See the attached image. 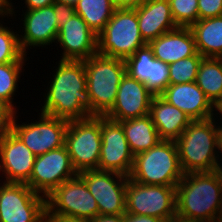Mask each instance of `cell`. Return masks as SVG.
I'll return each instance as SVG.
<instances>
[{"label":"cell","instance_id":"obj_12","mask_svg":"<svg viewBox=\"0 0 222 222\" xmlns=\"http://www.w3.org/2000/svg\"><path fill=\"white\" fill-rule=\"evenodd\" d=\"M78 175L97 201L99 214L126 213V185L128 176L112 171L84 170Z\"/></svg>","mask_w":222,"mask_h":222},{"label":"cell","instance_id":"obj_29","mask_svg":"<svg viewBox=\"0 0 222 222\" xmlns=\"http://www.w3.org/2000/svg\"><path fill=\"white\" fill-rule=\"evenodd\" d=\"M12 30V31H11ZM0 22V64L26 62L27 57L19 43V33Z\"/></svg>","mask_w":222,"mask_h":222},{"label":"cell","instance_id":"obj_37","mask_svg":"<svg viewBox=\"0 0 222 222\" xmlns=\"http://www.w3.org/2000/svg\"><path fill=\"white\" fill-rule=\"evenodd\" d=\"M10 0H0V18L2 19L6 16L9 18V16H15L14 6ZM4 16V17H3Z\"/></svg>","mask_w":222,"mask_h":222},{"label":"cell","instance_id":"obj_45","mask_svg":"<svg viewBox=\"0 0 222 222\" xmlns=\"http://www.w3.org/2000/svg\"><path fill=\"white\" fill-rule=\"evenodd\" d=\"M56 1L59 3H64L67 5L73 6V7H75L78 3V0H56Z\"/></svg>","mask_w":222,"mask_h":222},{"label":"cell","instance_id":"obj_4","mask_svg":"<svg viewBox=\"0 0 222 222\" xmlns=\"http://www.w3.org/2000/svg\"><path fill=\"white\" fill-rule=\"evenodd\" d=\"M183 175L175 141L161 140L134 156L128 178L145 185L177 186Z\"/></svg>","mask_w":222,"mask_h":222},{"label":"cell","instance_id":"obj_3","mask_svg":"<svg viewBox=\"0 0 222 222\" xmlns=\"http://www.w3.org/2000/svg\"><path fill=\"white\" fill-rule=\"evenodd\" d=\"M215 120H192L175 141L184 174L213 171L218 160Z\"/></svg>","mask_w":222,"mask_h":222},{"label":"cell","instance_id":"obj_13","mask_svg":"<svg viewBox=\"0 0 222 222\" xmlns=\"http://www.w3.org/2000/svg\"><path fill=\"white\" fill-rule=\"evenodd\" d=\"M77 174L64 145L36 156L32 174L26 184L34 192L47 197L59 185Z\"/></svg>","mask_w":222,"mask_h":222},{"label":"cell","instance_id":"obj_22","mask_svg":"<svg viewBox=\"0 0 222 222\" xmlns=\"http://www.w3.org/2000/svg\"><path fill=\"white\" fill-rule=\"evenodd\" d=\"M148 45L156 59L171 64L197 53L195 39L189 27H178L150 41Z\"/></svg>","mask_w":222,"mask_h":222},{"label":"cell","instance_id":"obj_14","mask_svg":"<svg viewBox=\"0 0 222 222\" xmlns=\"http://www.w3.org/2000/svg\"><path fill=\"white\" fill-rule=\"evenodd\" d=\"M101 139L98 170L129 176L134 155L130 150L121 123L101 116Z\"/></svg>","mask_w":222,"mask_h":222},{"label":"cell","instance_id":"obj_2","mask_svg":"<svg viewBox=\"0 0 222 222\" xmlns=\"http://www.w3.org/2000/svg\"><path fill=\"white\" fill-rule=\"evenodd\" d=\"M176 213L193 222L222 221V188L212 171L183 175L176 186Z\"/></svg>","mask_w":222,"mask_h":222},{"label":"cell","instance_id":"obj_8","mask_svg":"<svg viewBox=\"0 0 222 222\" xmlns=\"http://www.w3.org/2000/svg\"><path fill=\"white\" fill-rule=\"evenodd\" d=\"M47 214L90 221L99 215L97 201L77 174L46 197Z\"/></svg>","mask_w":222,"mask_h":222},{"label":"cell","instance_id":"obj_38","mask_svg":"<svg viewBox=\"0 0 222 222\" xmlns=\"http://www.w3.org/2000/svg\"><path fill=\"white\" fill-rule=\"evenodd\" d=\"M56 0H25L26 10H33L52 5Z\"/></svg>","mask_w":222,"mask_h":222},{"label":"cell","instance_id":"obj_20","mask_svg":"<svg viewBox=\"0 0 222 222\" xmlns=\"http://www.w3.org/2000/svg\"><path fill=\"white\" fill-rule=\"evenodd\" d=\"M160 96L191 120H205L213 116V104L196 82L169 84Z\"/></svg>","mask_w":222,"mask_h":222},{"label":"cell","instance_id":"obj_17","mask_svg":"<svg viewBox=\"0 0 222 222\" xmlns=\"http://www.w3.org/2000/svg\"><path fill=\"white\" fill-rule=\"evenodd\" d=\"M126 73L143 82L155 95H160L170 84L169 64L156 59L151 47L146 44L124 60Z\"/></svg>","mask_w":222,"mask_h":222},{"label":"cell","instance_id":"obj_25","mask_svg":"<svg viewBox=\"0 0 222 222\" xmlns=\"http://www.w3.org/2000/svg\"><path fill=\"white\" fill-rule=\"evenodd\" d=\"M120 123L134 156L149 150L161 141L149 114Z\"/></svg>","mask_w":222,"mask_h":222},{"label":"cell","instance_id":"obj_44","mask_svg":"<svg viewBox=\"0 0 222 222\" xmlns=\"http://www.w3.org/2000/svg\"><path fill=\"white\" fill-rule=\"evenodd\" d=\"M213 109H215V110H213V111H216L217 113H213V116H212V118H215V117H218V116H216V115H218L219 113L221 114L220 116H222V97H220L214 104H213ZM218 111H219V113H218ZM215 115V116H214ZM222 119V117L220 118V120ZM219 124H222V121H221V123H219Z\"/></svg>","mask_w":222,"mask_h":222},{"label":"cell","instance_id":"obj_5","mask_svg":"<svg viewBox=\"0 0 222 222\" xmlns=\"http://www.w3.org/2000/svg\"><path fill=\"white\" fill-rule=\"evenodd\" d=\"M84 67L92 115L104 116L115 103L118 87L126 74L125 61L96 53L84 60Z\"/></svg>","mask_w":222,"mask_h":222},{"label":"cell","instance_id":"obj_31","mask_svg":"<svg viewBox=\"0 0 222 222\" xmlns=\"http://www.w3.org/2000/svg\"><path fill=\"white\" fill-rule=\"evenodd\" d=\"M171 14L178 27H190L199 20L198 0H168Z\"/></svg>","mask_w":222,"mask_h":222},{"label":"cell","instance_id":"obj_42","mask_svg":"<svg viewBox=\"0 0 222 222\" xmlns=\"http://www.w3.org/2000/svg\"><path fill=\"white\" fill-rule=\"evenodd\" d=\"M162 222H193L187 219L185 216H182L178 213H174L173 215L169 216L162 220Z\"/></svg>","mask_w":222,"mask_h":222},{"label":"cell","instance_id":"obj_1","mask_svg":"<svg viewBox=\"0 0 222 222\" xmlns=\"http://www.w3.org/2000/svg\"><path fill=\"white\" fill-rule=\"evenodd\" d=\"M46 88L41 113L67 121L92 116V101L86 88L84 61L60 60Z\"/></svg>","mask_w":222,"mask_h":222},{"label":"cell","instance_id":"obj_30","mask_svg":"<svg viewBox=\"0 0 222 222\" xmlns=\"http://www.w3.org/2000/svg\"><path fill=\"white\" fill-rule=\"evenodd\" d=\"M202 56L195 55L169 64L170 84L195 82Z\"/></svg>","mask_w":222,"mask_h":222},{"label":"cell","instance_id":"obj_11","mask_svg":"<svg viewBox=\"0 0 222 222\" xmlns=\"http://www.w3.org/2000/svg\"><path fill=\"white\" fill-rule=\"evenodd\" d=\"M17 113L13 116L11 130L35 156L65 145V134L69 121L41 113L39 121L28 122V124L23 122L20 125L17 123Z\"/></svg>","mask_w":222,"mask_h":222},{"label":"cell","instance_id":"obj_18","mask_svg":"<svg viewBox=\"0 0 222 222\" xmlns=\"http://www.w3.org/2000/svg\"><path fill=\"white\" fill-rule=\"evenodd\" d=\"M36 156L11 130L0 143V173L4 182L26 183L32 174Z\"/></svg>","mask_w":222,"mask_h":222},{"label":"cell","instance_id":"obj_21","mask_svg":"<svg viewBox=\"0 0 222 222\" xmlns=\"http://www.w3.org/2000/svg\"><path fill=\"white\" fill-rule=\"evenodd\" d=\"M140 34L148 44L178 26L173 20L168 0H147L135 8Z\"/></svg>","mask_w":222,"mask_h":222},{"label":"cell","instance_id":"obj_9","mask_svg":"<svg viewBox=\"0 0 222 222\" xmlns=\"http://www.w3.org/2000/svg\"><path fill=\"white\" fill-rule=\"evenodd\" d=\"M46 197L26 183H0V222H44Z\"/></svg>","mask_w":222,"mask_h":222},{"label":"cell","instance_id":"obj_19","mask_svg":"<svg viewBox=\"0 0 222 222\" xmlns=\"http://www.w3.org/2000/svg\"><path fill=\"white\" fill-rule=\"evenodd\" d=\"M22 15L24 34L18 36L21 49L25 54L28 52L26 49L30 50L32 46L45 48L46 45L56 42L59 26L52 5L26 10Z\"/></svg>","mask_w":222,"mask_h":222},{"label":"cell","instance_id":"obj_27","mask_svg":"<svg viewBox=\"0 0 222 222\" xmlns=\"http://www.w3.org/2000/svg\"><path fill=\"white\" fill-rule=\"evenodd\" d=\"M115 9L111 0H78L75 13L98 35L111 19Z\"/></svg>","mask_w":222,"mask_h":222},{"label":"cell","instance_id":"obj_28","mask_svg":"<svg viewBox=\"0 0 222 222\" xmlns=\"http://www.w3.org/2000/svg\"><path fill=\"white\" fill-rule=\"evenodd\" d=\"M25 62H12L0 64V100L7 104L15 113L16 106L13 96L18 90V82ZM13 103V104H12Z\"/></svg>","mask_w":222,"mask_h":222},{"label":"cell","instance_id":"obj_10","mask_svg":"<svg viewBox=\"0 0 222 222\" xmlns=\"http://www.w3.org/2000/svg\"><path fill=\"white\" fill-rule=\"evenodd\" d=\"M126 212L160 219L176 212V186L145 185L128 178Z\"/></svg>","mask_w":222,"mask_h":222},{"label":"cell","instance_id":"obj_40","mask_svg":"<svg viewBox=\"0 0 222 222\" xmlns=\"http://www.w3.org/2000/svg\"><path fill=\"white\" fill-rule=\"evenodd\" d=\"M44 222H89V221L64 218V217H58V216H50L46 213V215L44 217Z\"/></svg>","mask_w":222,"mask_h":222},{"label":"cell","instance_id":"obj_39","mask_svg":"<svg viewBox=\"0 0 222 222\" xmlns=\"http://www.w3.org/2000/svg\"><path fill=\"white\" fill-rule=\"evenodd\" d=\"M89 222H123V214L122 215L99 214Z\"/></svg>","mask_w":222,"mask_h":222},{"label":"cell","instance_id":"obj_15","mask_svg":"<svg viewBox=\"0 0 222 222\" xmlns=\"http://www.w3.org/2000/svg\"><path fill=\"white\" fill-rule=\"evenodd\" d=\"M154 96L143 82L126 73L118 87L113 107L104 116L120 122L148 115Z\"/></svg>","mask_w":222,"mask_h":222},{"label":"cell","instance_id":"obj_24","mask_svg":"<svg viewBox=\"0 0 222 222\" xmlns=\"http://www.w3.org/2000/svg\"><path fill=\"white\" fill-rule=\"evenodd\" d=\"M189 28L202 57L222 58V16L198 20Z\"/></svg>","mask_w":222,"mask_h":222},{"label":"cell","instance_id":"obj_26","mask_svg":"<svg viewBox=\"0 0 222 222\" xmlns=\"http://www.w3.org/2000/svg\"><path fill=\"white\" fill-rule=\"evenodd\" d=\"M195 82L212 104L222 97V58L203 57Z\"/></svg>","mask_w":222,"mask_h":222},{"label":"cell","instance_id":"obj_35","mask_svg":"<svg viewBox=\"0 0 222 222\" xmlns=\"http://www.w3.org/2000/svg\"><path fill=\"white\" fill-rule=\"evenodd\" d=\"M163 219L148 215L123 214V222H162Z\"/></svg>","mask_w":222,"mask_h":222},{"label":"cell","instance_id":"obj_34","mask_svg":"<svg viewBox=\"0 0 222 222\" xmlns=\"http://www.w3.org/2000/svg\"><path fill=\"white\" fill-rule=\"evenodd\" d=\"M52 6H53V10H54L59 28L63 24H66V22L70 20L72 16L75 14V7L73 6H70L64 3H59L57 1H55L52 4Z\"/></svg>","mask_w":222,"mask_h":222},{"label":"cell","instance_id":"obj_23","mask_svg":"<svg viewBox=\"0 0 222 222\" xmlns=\"http://www.w3.org/2000/svg\"><path fill=\"white\" fill-rule=\"evenodd\" d=\"M149 115L161 140L176 141L192 121L184 112L165 101L160 95L151 101Z\"/></svg>","mask_w":222,"mask_h":222},{"label":"cell","instance_id":"obj_6","mask_svg":"<svg viewBox=\"0 0 222 222\" xmlns=\"http://www.w3.org/2000/svg\"><path fill=\"white\" fill-rule=\"evenodd\" d=\"M135 9H115L111 19L97 35V53L107 57L127 59L146 45Z\"/></svg>","mask_w":222,"mask_h":222},{"label":"cell","instance_id":"obj_16","mask_svg":"<svg viewBox=\"0 0 222 222\" xmlns=\"http://www.w3.org/2000/svg\"><path fill=\"white\" fill-rule=\"evenodd\" d=\"M55 43L63 49L60 60L84 61L97 53V34L77 13L59 28Z\"/></svg>","mask_w":222,"mask_h":222},{"label":"cell","instance_id":"obj_41","mask_svg":"<svg viewBox=\"0 0 222 222\" xmlns=\"http://www.w3.org/2000/svg\"><path fill=\"white\" fill-rule=\"evenodd\" d=\"M221 158H220V156L218 157V160H217L216 165L214 166V169L212 172L217 177L218 183L220 184V186L222 188V160H221Z\"/></svg>","mask_w":222,"mask_h":222},{"label":"cell","instance_id":"obj_43","mask_svg":"<svg viewBox=\"0 0 222 222\" xmlns=\"http://www.w3.org/2000/svg\"><path fill=\"white\" fill-rule=\"evenodd\" d=\"M217 153H219V154H217L218 155V157H219V155L221 156L222 154H220V153H222V125L220 124V125H218V123H217Z\"/></svg>","mask_w":222,"mask_h":222},{"label":"cell","instance_id":"obj_36","mask_svg":"<svg viewBox=\"0 0 222 222\" xmlns=\"http://www.w3.org/2000/svg\"><path fill=\"white\" fill-rule=\"evenodd\" d=\"M147 0H111L116 9H135L143 5Z\"/></svg>","mask_w":222,"mask_h":222},{"label":"cell","instance_id":"obj_32","mask_svg":"<svg viewBox=\"0 0 222 222\" xmlns=\"http://www.w3.org/2000/svg\"><path fill=\"white\" fill-rule=\"evenodd\" d=\"M222 16V0H198L199 20Z\"/></svg>","mask_w":222,"mask_h":222},{"label":"cell","instance_id":"obj_7","mask_svg":"<svg viewBox=\"0 0 222 222\" xmlns=\"http://www.w3.org/2000/svg\"><path fill=\"white\" fill-rule=\"evenodd\" d=\"M101 116L69 121L65 134V146L77 173L98 170L101 153Z\"/></svg>","mask_w":222,"mask_h":222},{"label":"cell","instance_id":"obj_33","mask_svg":"<svg viewBox=\"0 0 222 222\" xmlns=\"http://www.w3.org/2000/svg\"><path fill=\"white\" fill-rule=\"evenodd\" d=\"M15 112L0 100V143L11 131V122Z\"/></svg>","mask_w":222,"mask_h":222}]
</instances>
